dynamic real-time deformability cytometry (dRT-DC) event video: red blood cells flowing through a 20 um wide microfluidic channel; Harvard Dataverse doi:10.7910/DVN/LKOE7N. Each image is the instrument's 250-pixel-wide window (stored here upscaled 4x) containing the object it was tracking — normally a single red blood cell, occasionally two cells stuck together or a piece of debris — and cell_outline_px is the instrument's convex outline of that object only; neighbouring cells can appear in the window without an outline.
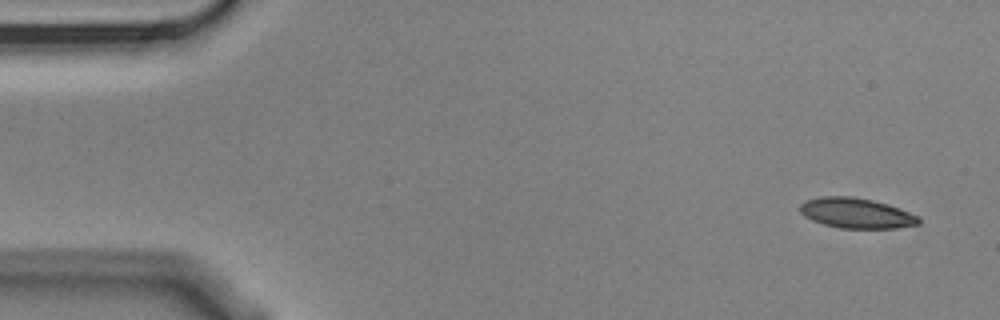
{"species": "Egyptian fruit bat (a non-hibernating species)", "species_latin": "Rousettus aegyptiacus", "temperature_condition": "cold", "stored_images_in_passage": 8, "camera_frame_rate_fps": 3000, "um_per_image_px": 0.085, "animal": {"sex": "male"}, "frame": {"image": 1, "passage_image": 1, "time_ms": 0.0, "image_size_px": [1000, 320], "cell_outline_px": [[920, 224], [896, 228], [840, 228], [824, 224], [812, 220], [804, 216], [800, 212], [800, 204], [804, 200], [820, 196], [852, 196], [872, 200], [888, 204], [920, 216]], "centroid_in_image_um": [72.78, 18.11], "position_along_channel_um": 12.2, "area_um2": 21.04}}
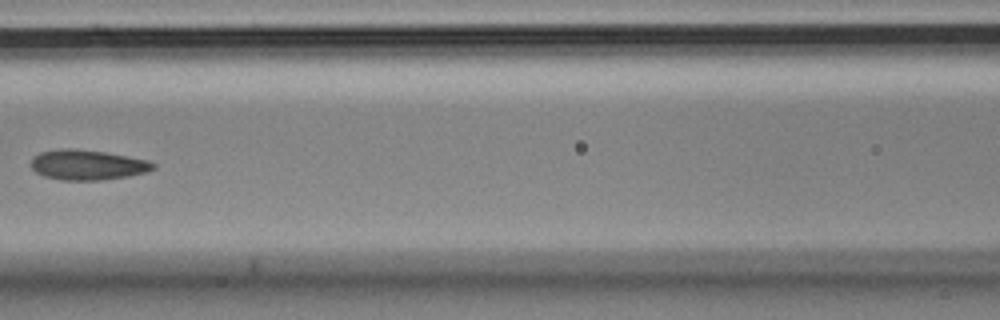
{"frame": {"image": 2, "passage_image": 7, "time_ms": 2.0, "image_size_px": [1000, 320], "cell_outline_px": [[156, 168], [144, 172], [128, 176], [100, 180], [60, 180], [44, 176], [36, 172], [28, 164], [32, 156], [40, 152], [60, 148], [72, 148], [104, 152], [128, 156], [148, 160], [156, 164]], "centroid_in_image_um": [7.38, 14.0], "position_along_channel_um": 159.2, "area_um2": 21.62}}
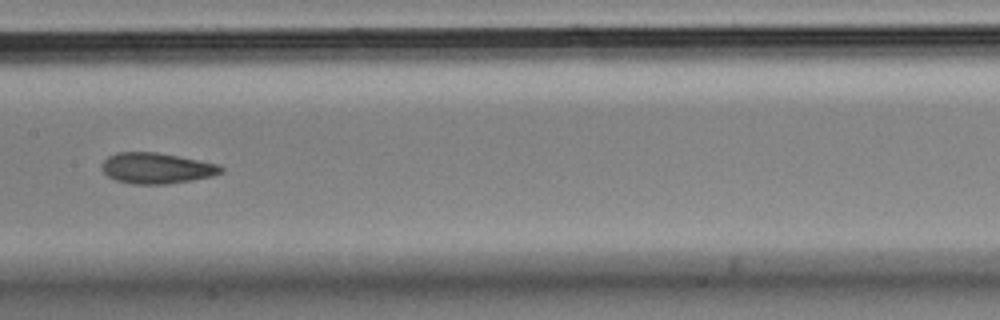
{"frame": {"image": 3, "passage_image": 8, "time_ms": 2.333, "image_size_px": [1000, 320], "cell_outline_px": [[224, 172], [212, 176], [192, 180], [168, 184], [132, 184], [116, 180], [108, 176], [100, 168], [100, 164], [108, 156], [116, 152], [156, 152], [220, 164], [224, 168]], "centroid_in_image_um": [13.31, 14.29], "position_along_channel_um": 194.1, "area_um2": 21.56}}